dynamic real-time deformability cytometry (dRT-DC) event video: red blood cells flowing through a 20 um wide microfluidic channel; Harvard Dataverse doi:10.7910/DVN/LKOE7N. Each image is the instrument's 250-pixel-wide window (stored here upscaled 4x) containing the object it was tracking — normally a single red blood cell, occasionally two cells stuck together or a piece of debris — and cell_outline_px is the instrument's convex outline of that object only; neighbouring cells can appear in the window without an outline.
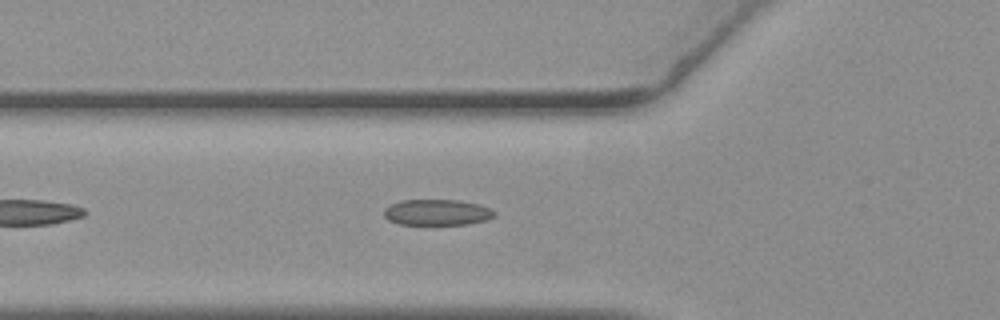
{"species": "common noctule bat (a hibernating species)", "species_latin": "Nyctalus noctula", "temperature_condition": "warm", "stored_images_in_passage": 12, "camera_frame_rate_fps": 3000, "um_per_image_px": 0.085, "animal": {"sex": "female", "body_mass_g": 19.3, "forearm_length_mm": 54.1}, "frame": {"image": 1, "passage_image": 7, "time_ms": 2.0, "image_size_px": [1000, 320], "cell_outline_px": [[496, 216], [488, 220], [468, 224], [396, 224], [388, 220], [384, 216], [384, 208], [388, 204], [400, 200], [456, 200], [480, 204], [492, 208], [496, 212]], "centroid_in_image_um": [37.16, 18.04], "position_along_channel_um": 88.6, "area_um2": 16.99}}